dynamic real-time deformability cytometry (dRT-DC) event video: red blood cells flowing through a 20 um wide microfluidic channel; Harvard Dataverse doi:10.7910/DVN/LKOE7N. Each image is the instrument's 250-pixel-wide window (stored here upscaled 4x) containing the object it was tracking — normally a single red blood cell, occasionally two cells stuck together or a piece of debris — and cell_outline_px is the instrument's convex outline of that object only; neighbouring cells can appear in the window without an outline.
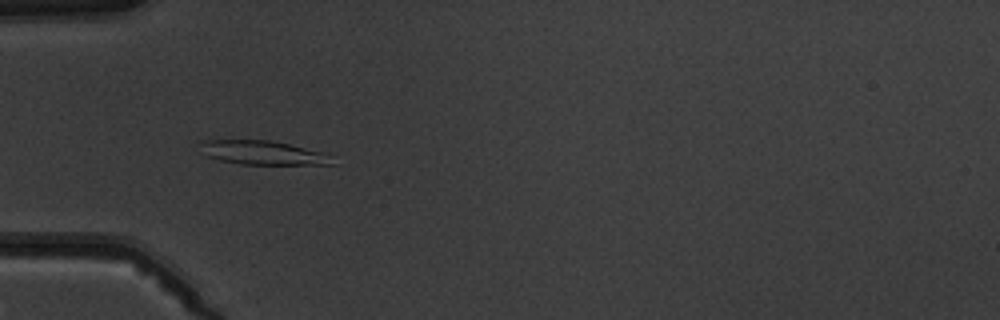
{"species": "common noctule bat (a hibernating species)", "species_latin": "Nyctalus noctula", "temperature_condition": "warm", "stored_images_in_passage": 9, "camera_frame_rate_fps": 3000, "um_per_image_px": 0.085, "animal": {"sex": "male", "body_mass_g": 19.5, "forearm_length_mm": 54.6}, "frame": {"image": 1, "passage_image": 4, "time_ms": 3.333, "image_size_px": [1000, 320], "cell_outline_px": [[336, 164], [240, 164], [220, 160], [196, 152], [200, 144], [208, 140], [268, 140], [288, 144], [324, 152]], "centroid_in_image_um": [22.25, 12.98], "position_along_channel_um": 62.7, "area_um2": 18.32}}
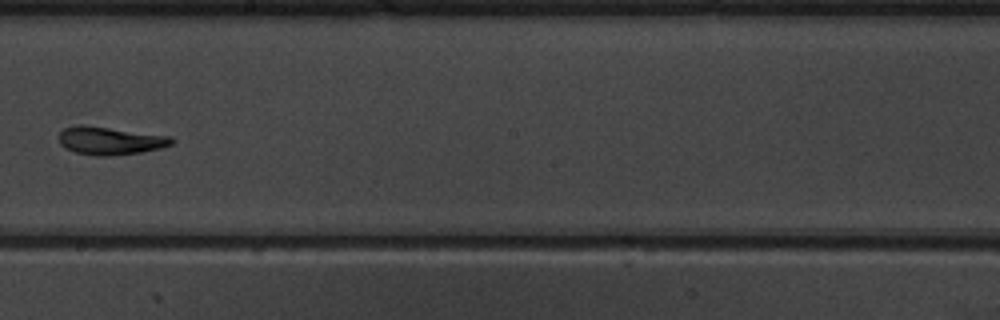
{"frame": {"image": 2, "passage_image": 8, "time_ms": 8.0, "image_size_px": [1000, 320], "cell_outline_px": [[176, 140], [172, 144], [160, 148], [140, 152], [112, 156], [92, 156], [76, 152], [64, 148], [60, 144], [56, 136], [64, 128], [80, 124], [172, 136]], "centroid_in_image_um": [9.33, 11.96], "position_along_channel_um": 238.9, "area_um2": 18.61}}
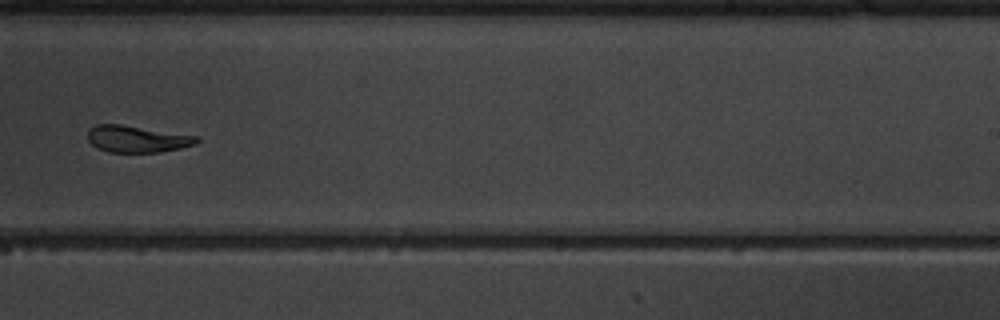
{"frame": {"image": 3, "passage_image": 9, "time_ms": 9.0, "image_size_px": [1000, 320], "cell_outline_px": [[200, 140], [196, 144], [180, 148], [160, 152], [108, 152], [96, 148], [88, 140], [88, 128], [96, 124], [120, 124], [196, 136]], "centroid_in_image_um": [11.6, 11.81], "position_along_channel_um": 277.4, "area_um2": 16.94}}